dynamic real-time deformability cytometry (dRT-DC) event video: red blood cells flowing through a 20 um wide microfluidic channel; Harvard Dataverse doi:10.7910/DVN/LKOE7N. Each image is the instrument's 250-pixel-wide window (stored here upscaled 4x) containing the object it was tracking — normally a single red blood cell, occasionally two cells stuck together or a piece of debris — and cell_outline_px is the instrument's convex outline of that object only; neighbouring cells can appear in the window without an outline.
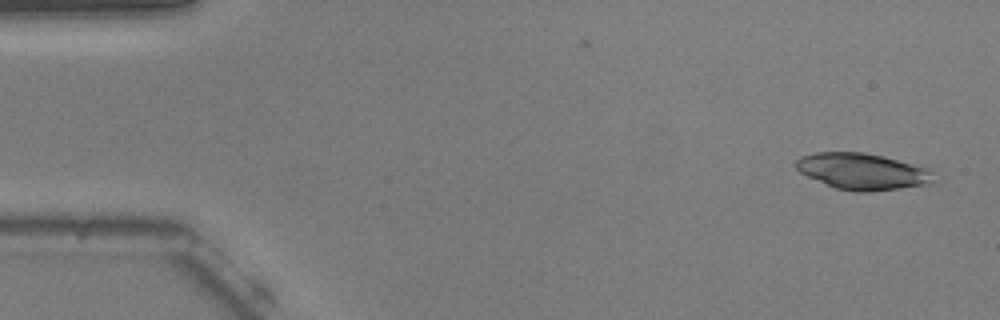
{"species": "common noctule bat (a hibernating species)", "species_latin": "Nyctalus noctula", "temperature_condition": "warm", "stored_images_in_passage": 53, "camera_frame_rate_fps": 3000, "um_per_image_px": 0.085, "animal": {"sex": "male", "body_mass_g": 20.5, "forearm_length_mm": 52.5}, "frame": {"image": 1, "passage_image": 2, "time_ms": 0.333, "image_size_px": [1000, 320], "cell_outline_px": [[932, 184], [868, 192], [856, 192], [836, 188], [808, 176], [800, 172], [796, 168], [796, 160], [800, 156], [816, 152], [864, 152], [884, 156], [924, 168], [932, 172]], "centroid_in_image_um": [73.27, 14.57], "position_along_channel_um": 11.7, "area_um2": 28.84}}
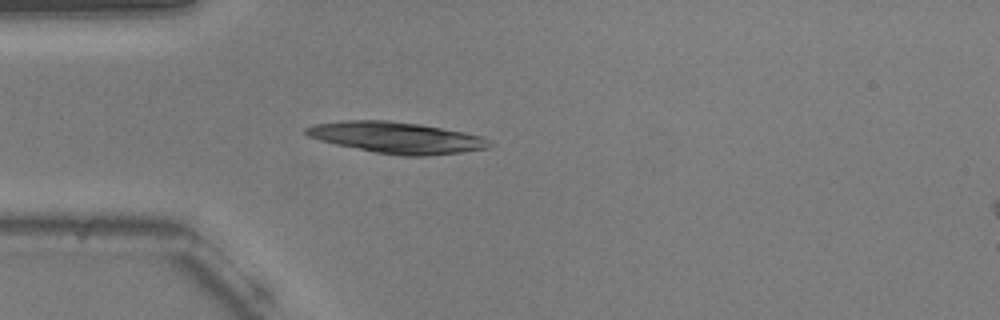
{"frame": {"image": 2, "passage_image": 14, "time_ms": 4.333, "image_size_px": [1000, 320], "cell_outline_px": [[496, 144], [488, 148], [464, 152], [424, 156], [400, 156], [376, 152], [336, 144], [320, 140], [308, 136], [304, 132], [304, 128], [316, 124], [344, 120], [388, 120], [420, 124], [464, 132], [484, 136], [492, 140]], "centroid_in_image_um": [33.79, 11.7], "position_along_channel_um": 51.2, "area_um2": 33.64}}